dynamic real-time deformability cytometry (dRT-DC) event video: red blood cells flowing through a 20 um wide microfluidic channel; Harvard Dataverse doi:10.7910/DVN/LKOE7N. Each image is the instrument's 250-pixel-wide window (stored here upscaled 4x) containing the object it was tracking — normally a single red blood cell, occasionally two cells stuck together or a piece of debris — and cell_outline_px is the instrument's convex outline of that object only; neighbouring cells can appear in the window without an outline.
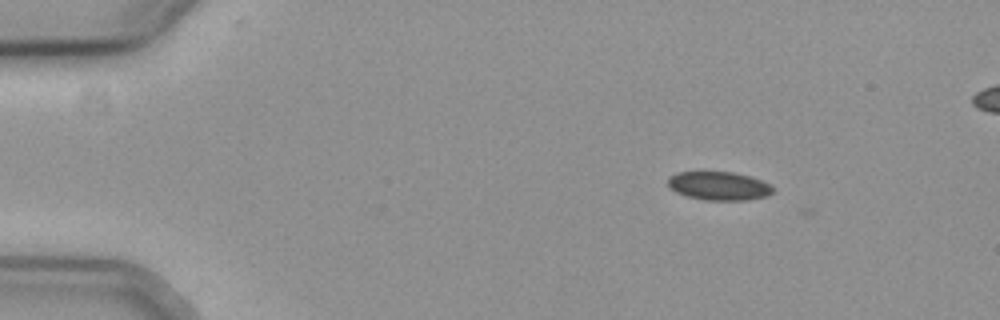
{"species": "common noctule bat (a hibernating species)", "species_latin": "Nyctalus noctula", "temperature_condition": "cold", "stored_images_in_passage": 7, "camera_frame_rate_fps": 3000, "um_per_image_px": 0.085, "animal": {"sex": "female", "body_mass_g": 19.3, "forearm_length_mm": 54.1}, "frame": {"image": 1, "passage_image": 2, "time_ms": 0.333, "image_size_px": [1000, 320], "cell_outline_px": [[772, 192], [764, 196], [744, 200], [704, 200], [684, 196], [668, 188], [668, 176], [676, 172], [732, 172], [748, 176], [760, 180], [768, 184], [772, 188]], "centroid_in_image_um": [61.0, 15.8], "position_along_channel_um": 24.0, "area_um2": 17.34}}